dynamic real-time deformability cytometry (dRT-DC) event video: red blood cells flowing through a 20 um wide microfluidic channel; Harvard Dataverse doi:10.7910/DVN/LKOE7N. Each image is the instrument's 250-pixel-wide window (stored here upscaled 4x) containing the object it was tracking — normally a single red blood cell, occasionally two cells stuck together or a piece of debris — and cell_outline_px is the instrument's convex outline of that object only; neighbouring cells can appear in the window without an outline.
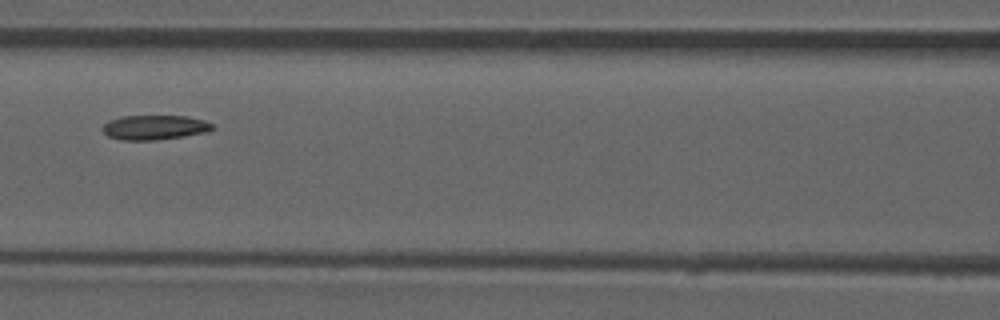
{"species": "common noctule bat (a hibernating species)", "species_latin": "Nyctalus noctula", "temperature_condition": "room temperature", "stored_images_in_passage": 41, "camera_frame_rate_fps": 3000, "um_per_image_px": 0.085, "animal": {"sex": "male", "forearm_length_mm": 52.5}, "frame": {"image": 1, "passage_image": 12, "time_ms": 3.667, "image_size_px": [1000, 320], "cell_outline_px": [[216, 128], [208, 132], [184, 136], [152, 140], [120, 140], [108, 136], [100, 128], [108, 120], [120, 116], [184, 116], [204, 120], [212, 124]], "centroid_in_image_um": [13.12, 10.83], "position_along_channel_um": 153.5, "area_um2": 15.84}}